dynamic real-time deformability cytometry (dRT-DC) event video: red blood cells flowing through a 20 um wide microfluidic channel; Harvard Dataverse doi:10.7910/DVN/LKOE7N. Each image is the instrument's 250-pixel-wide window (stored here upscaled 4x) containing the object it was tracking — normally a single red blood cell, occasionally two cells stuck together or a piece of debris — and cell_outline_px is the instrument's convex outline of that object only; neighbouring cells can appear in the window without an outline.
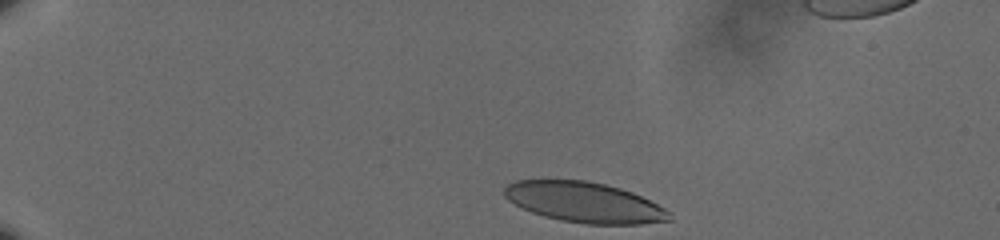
{"species": "human", "species_latin": "Homo sapiens", "temperature_condition": "cold", "stored_images_in_passage": 42, "camera_frame_rate_fps": 3000, "um_per_image_px": 0.085, "donor": {"sex": "male"}, "frame": {"image": 1, "passage_image": 1, "time_ms": 0.0, "image_size_px": [1000, 240], "cell_outline_px": [[672, 220], [640, 224], [584, 224], [560, 220], [544, 216], [532, 212], [508, 200], [504, 196], [504, 188], [508, 184], [516, 180], [588, 180], [620, 188], [632, 192], [664, 208], [668, 212]], "centroid_in_image_um": [49.65, 17.19], "position_along_channel_um": 35.4, "area_um2": 38.55}}
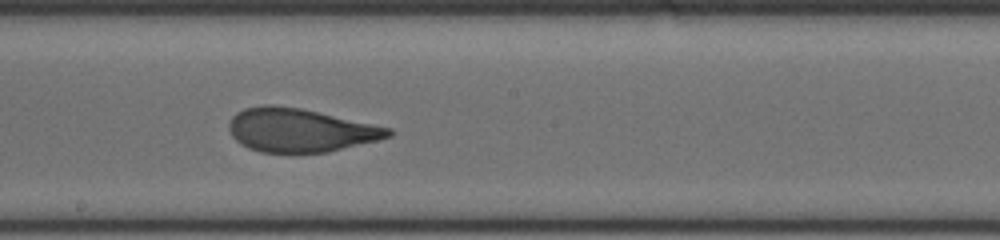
{"frame": {"image": 2, "passage_image": 24, "time_ms": 7.667, "image_size_px": [1000, 240], "cell_outline_px": [[392, 136], [328, 152], [260, 152], [248, 148], [240, 144], [232, 136], [228, 128], [228, 124], [232, 116], [236, 112], [244, 108], [264, 104], [272, 104], [300, 108], [392, 128]], "centroid_in_image_um": [25.46, 11.05], "position_along_channel_um": 222.7, "area_um2": 40.29}}
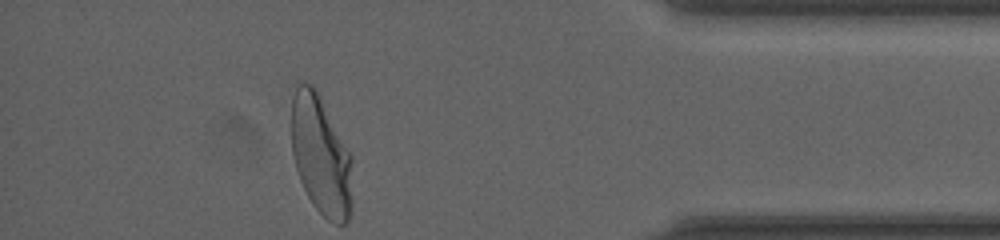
{"frame": {"image": 3, "passage_image": 42, "time_ms": 13.667, "image_size_px": [1000, 240], "cell_outline_px": [[352, 208], [348, 220], [344, 224], [336, 224], [328, 220], [312, 204], [300, 180], [296, 168], [292, 152], [292, 100], [296, 88], [300, 84], [312, 84], [316, 88], [352, 156]], "centroid_in_image_um": [27.3, 13.25], "position_along_channel_um": 407.9, "area_um2": 42.48}, "authors_computed_cell_mechanics": {"area_um2": 40.9224, "velocity_mm_per_s": 3.5762, "shape_relaxation_time_tau1_ms": 5.3176, "shape_relaxation_time_tau2_ms": 0.8674, "deformation_change_tau1": 0.1785, "deformation_change_tau2": 0.0752}}